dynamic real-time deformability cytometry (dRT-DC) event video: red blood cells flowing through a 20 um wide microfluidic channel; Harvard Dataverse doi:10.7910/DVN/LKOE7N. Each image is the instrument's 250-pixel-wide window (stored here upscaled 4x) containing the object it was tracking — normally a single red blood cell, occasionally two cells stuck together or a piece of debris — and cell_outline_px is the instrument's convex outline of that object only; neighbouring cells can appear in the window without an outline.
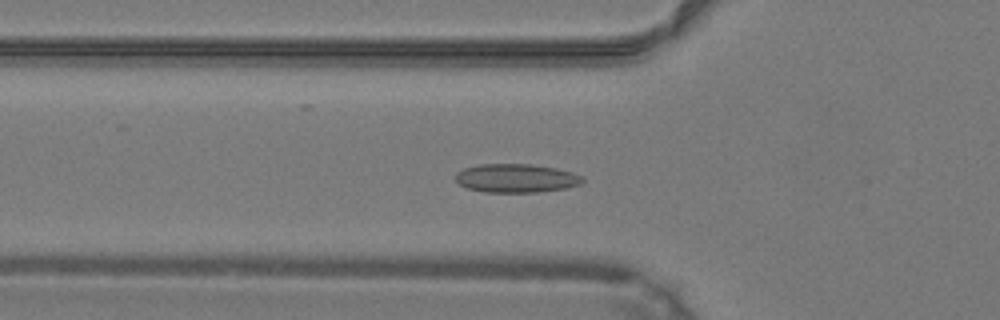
{"species": "common noctule bat (a hibernating species)", "species_latin": "Nyctalus noctula", "temperature_condition": "warm", "stored_images_in_passage": 48, "camera_frame_rate_fps": 3000, "um_per_image_px": 0.085, "animal": {"sex": "male", "body_mass_g": 19.2, "forearm_length_mm": 51.8}, "frame": {"image": 1, "passage_image": 16, "time_ms": 5.0, "image_size_px": [1000, 320], "cell_outline_px": [[584, 180], [580, 184], [568, 188], [536, 192], [484, 192], [468, 188], [460, 184], [456, 180], [456, 172], [464, 168], [480, 164], [528, 164], [556, 168], [572, 172], [580, 176]], "centroid_in_image_um": [43.87, 15.15], "position_along_channel_um": 81.9, "area_um2": 21.1}}
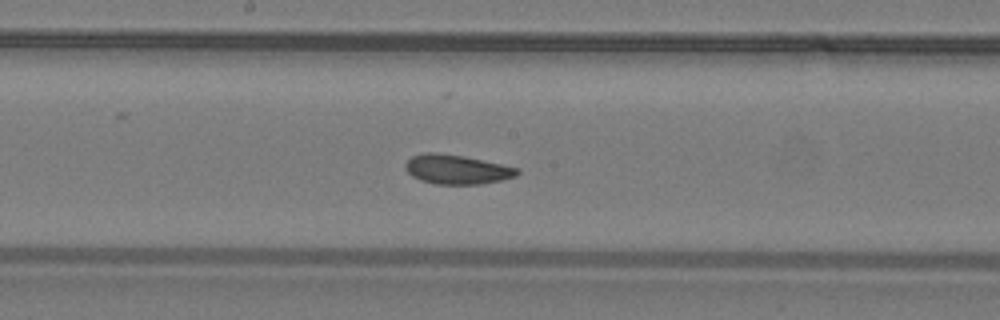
{"frame": {"image": 2, "passage_image": 25, "time_ms": 8.0, "image_size_px": [1000, 320], "cell_outline_px": [[520, 172], [516, 176], [500, 180], [480, 184], [436, 184], [420, 180], [412, 176], [404, 168], [404, 164], [412, 156], [424, 152], [436, 152], [464, 156], [520, 168]], "centroid_in_image_um": [38.81, 14.39], "position_along_channel_um": 209.4, "area_um2": 19.19}}
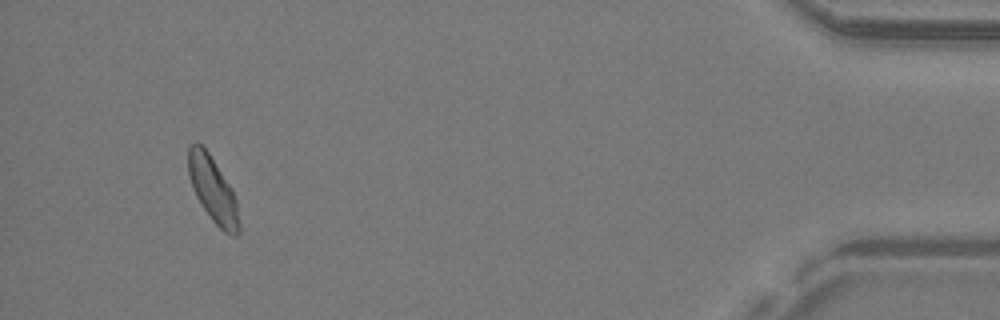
{"frame": {"image": 3, "passage_image": 45, "time_ms": 14.667, "image_size_px": [1000, 320], "cell_outline_px": [[240, 232], [236, 236], [232, 236], [224, 232], [212, 220], [196, 196], [192, 188], [188, 176], [188, 148], [192, 144], [200, 144], [208, 152], [232, 188], [236, 200], [240, 224]], "centroid_in_image_um": [18.11, 16.16], "position_along_channel_um": 417.1, "area_um2": 19.25}, "authors_computed_cell_mechanics": {"area_um2": 19.4497, "velocity_mm_per_s": 4.2133, "shape_relaxation_time_tau1_ms": 5.5831, "shape_relaxation_time_tau2_ms": 1.6899, "deformation_change_tau1": 0.1264, "deformation_change_tau2": 0.0621}}